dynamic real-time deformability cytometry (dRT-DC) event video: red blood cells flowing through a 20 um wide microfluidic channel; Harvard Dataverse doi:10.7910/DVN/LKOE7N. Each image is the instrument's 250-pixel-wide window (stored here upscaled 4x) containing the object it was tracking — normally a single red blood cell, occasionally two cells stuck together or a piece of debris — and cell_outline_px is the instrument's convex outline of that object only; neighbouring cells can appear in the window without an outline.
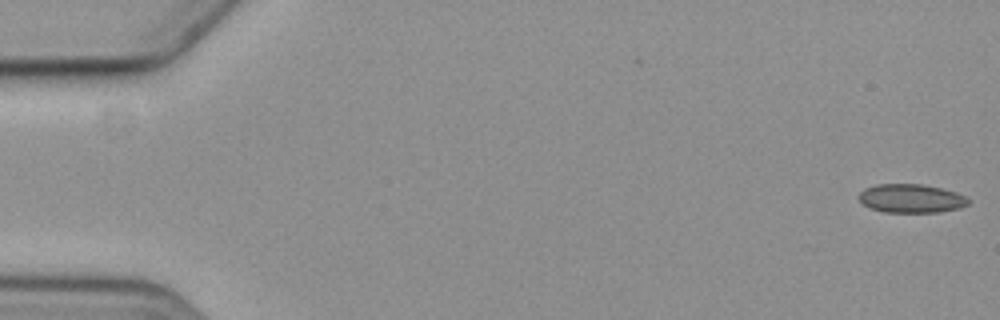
{"species": "common noctule bat (a hibernating species)", "species_latin": "Nyctalus noctula", "temperature_condition": "cold", "stored_images_in_passage": 6, "camera_frame_rate_fps": 3000, "um_per_image_px": 0.085, "animal": {"sex": "female", "body_mass_g": 19.3, "forearm_length_mm": 54.1}, "frame": {"image": 1, "passage_image": 1, "time_ms": 0.0, "image_size_px": [1000, 320], "cell_outline_px": [[968, 204], [960, 208], [940, 212], [884, 212], [872, 208], [864, 204], [860, 200], [860, 192], [864, 188], [876, 184], [920, 184], [940, 188], [956, 192], [964, 196], [968, 200]], "centroid_in_image_um": [77.45, 16.86], "position_along_channel_um": 7.6, "area_um2": 18.09}}
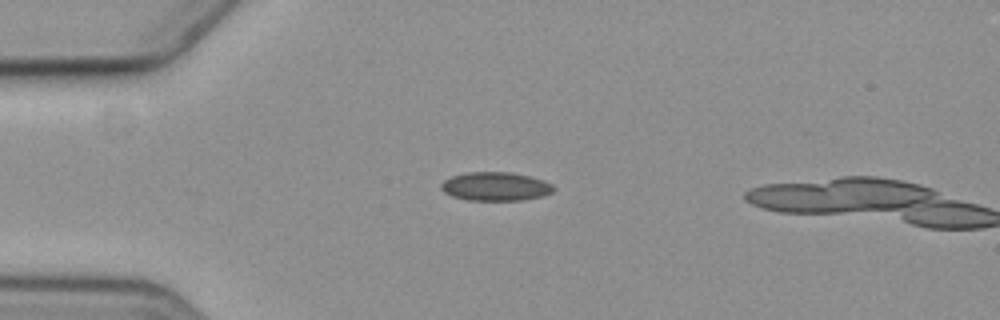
{"frame": {"image": 2, "passage_image": 5, "time_ms": 4.667, "image_size_px": [1000, 320], "cell_outline_px": [[556, 188], [552, 192], [544, 196], [524, 200], [468, 200], [452, 196], [444, 192], [440, 188], [440, 184], [444, 180], [452, 176], [468, 172], [512, 172], [544, 180], [552, 184]], "centroid_in_image_um": [42.14, 15.85], "position_along_channel_um": 42.9, "area_um2": 18.9}}